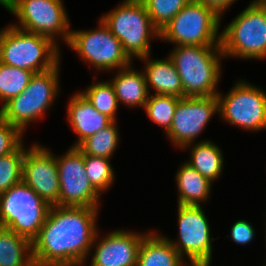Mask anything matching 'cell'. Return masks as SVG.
<instances>
[{
	"instance_id": "8",
	"label": "cell",
	"mask_w": 266,
	"mask_h": 266,
	"mask_svg": "<svg viewBox=\"0 0 266 266\" xmlns=\"http://www.w3.org/2000/svg\"><path fill=\"white\" fill-rule=\"evenodd\" d=\"M221 17L192 0L161 29L162 41L175 46H221Z\"/></svg>"
},
{
	"instance_id": "6",
	"label": "cell",
	"mask_w": 266,
	"mask_h": 266,
	"mask_svg": "<svg viewBox=\"0 0 266 266\" xmlns=\"http://www.w3.org/2000/svg\"><path fill=\"white\" fill-rule=\"evenodd\" d=\"M51 205L23 181L0 194V227L31 242L38 236Z\"/></svg>"
},
{
	"instance_id": "34",
	"label": "cell",
	"mask_w": 266,
	"mask_h": 266,
	"mask_svg": "<svg viewBox=\"0 0 266 266\" xmlns=\"http://www.w3.org/2000/svg\"><path fill=\"white\" fill-rule=\"evenodd\" d=\"M13 0H0L1 6H3L7 11L10 10Z\"/></svg>"
},
{
	"instance_id": "1",
	"label": "cell",
	"mask_w": 266,
	"mask_h": 266,
	"mask_svg": "<svg viewBox=\"0 0 266 266\" xmlns=\"http://www.w3.org/2000/svg\"><path fill=\"white\" fill-rule=\"evenodd\" d=\"M100 208L52 205L32 241L35 266H83L98 232Z\"/></svg>"
},
{
	"instance_id": "13",
	"label": "cell",
	"mask_w": 266,
	"mask_h": 266,
	"mask_svg": "<svg viewBox=\"0 0 266 266\" xmlns=\"http://www.w3.org/2000/svg\"><path fill=\"white\" fill-rule=\"evenodd\" d=\"M59 174V206L100 208V194L87 177L84 154L70 147L65 154L56 155Z\"/></svg>"
},
{
	"instance_id": "23",
	"label": "cell",
	"mask_w": 266,
	"mask_h": 266,
	"mask_svg": "<svg viewBox=\"0 0 266 266\" xmlns=\"http://www.w3.org/2000/svg\"><path fill=\"white\" fill-rule=\"evenodd\" d=\"M0 266H35L32 242L14 231L0 227Z\"/></svg>"
},
{
	"instance_id": "24",
	"label": "cell",
	"mask_w": 266,
	"mask_h": 266,
	"mask_svg": "<svg viewBox=\"0 0 266 266\" xmlns=\"http://www.w3.org/2000/svg\"><path fill=\"white\" fill-rule=\"evenodd\" d=\"M117 121H113L109 126L88 136L77 148L84 154L89 156L104 157L111 159L113 153L120 143L119 129Z\"/></svg>"
},
{
	"instance_id": "7",
	"label": "cell",
	"mask_w": 266,
	"mask_h": 266,
	"mask_svg": "<svg viewBox=\"0 0 266 266\" xmlns=\"http://www.w3.org/2000/svg\"><path fill=\"white\" fill-rule=\"evenodd\" d=\"M220 45L224 58H266V6L249 4L222 30Z\"/></svg>"
},
{
	"instance_id": "33",
	"label": "cell",
	"mask_w": 266,
	"mask_h": 266,
	"mask_svg": "<svg viewBox=\"0 0 266 266\" xmlns=\"http://www.w3.org/2000/svg\"><path fill=\"white\" fill-rule=\"evenodd\" d=\"M211 10H213L218 16L222 18L223 13L227 11L230 6L233 5L237 0H195Z\"/></svg>"
},
{
	"instance_id": "31",
	"label": "cell",
	"mask_w": 266,
	"mask_h": 266,
	"mask_svg": "<svg viewBox=\"0 0 266 266\" xmlns=\"http://www.w3.org/2000/svg\"><path fill=\"white\" fill-rule=\"evenodd\" d=\"M23 132L0 117V157L14 152L23 143Z\"/></svg>"
},
{
	"instance_id": "29",
	"label": "cell",
	"mask_w": 266,
	"mask_h": 266,
	"mask_svg": "<svg viewBox=\"0 0 266 266\" xmlns=\"http://www.w3.org/2000/svg\"><path fill=\"white\" fill-rule=\"evenodd\" d=\"M25 152L22 143L14 152L0 157V194L22 181Z\"/></svg>"
},
{
	"instance_id": "3",
	"label": "cell",
	"mask_w": 266,
	"mask_h": 266,
	"mask_svg": "<svg viewBox=\"0 0 266 266\" xmlns=\"http://www.w3.org/2000/svg\"><path fill=\"white\" fill-rule=\"evenodd\" d=\"M60 47L52 39L10 24L0 29V62L41 73L60 63Z\"/></svg>"
},
{
	"instance_id": "21",
	"label": "cell",
	"mask_w": 266,
	"mask_h": 266,
	"mask_svg": "<svg viewBox=\"0 0 266 266\" xmlns=\"http://www.w3.org/2000/svg\"><path fill=\"white\" fill-rule=\"evenodd\" d=\"M175 179L178 187L177 204L200 206L211 197L213 183L186 162L180 165Z\"/></svg>"
},
{
	"instance_id": "22",
	"label": "cell",
	"mask_w": 266,
	"mask_h": 266,
	"mask_svg": "<svg viewBox=\"0 0 266 266\" xmlns=\"http://www.w3.org/2000/svg\"><path fill=\"white\" fill-rule=\"evenodd\" d=\"M187 148H190L191 155L186 163L214 183L222 174L224 167L222 150L209 139L188 144L182 150Z\"/></svg>"
},
{
	"instance_id": "30",
	"label": "cell",
	"mask_w": 266,
	"mask_h": 266,
	"mask_svg": "<svg viewBox=\"0 0 266 266\" xmlns=\"http://www.w3.org/2000/svg\"><path fill=\"white\" fill-rule=\"evenodd\" d=\"M152 24L159 30L173 19L192 0H142Z\"/></svg>"
},
{
	"instance_id": "27",
	"label": "cell",
	"mask_w": 266,
	"mask_h": 266,
	"mask_svg": "<svg viewBox=\"0 0 266 266\" xmlns=\"http://www.w3.org/2000/svg\"><path fill=\"white\" fill-rule=\"evenodd\" d=\"M179 99V97L173 95L149 94L148 96V100L144 107L147 116L156 125L163 127L165 133H167L171 127Z\"/></svg>"
},
{
	"instance_id": "12",
	"label": "cell",
	"mask_w": 266,
	"mask_h": 266,
	"mask_svg": "<svg viewBox=\"0 0 266 266\" xmlns=\"http://www.w3.org/2000/svg\"><path fill=\"white\" fill-rule=\"evenodd\" d=\"M178 240L167 238L172 246L189 265L212 262V240L210 223L202 205L178 204Z\"/></svg>"
},
{
	"instance_id": "10",
	"label": "cell",
	"mask_w": 266,
	"mask_h": 266,
	"mask_svg": "<svg viewBox=\"0 0 266 266\" xmlns=\"http://www.w3.org/2000/svg\"><path fill=\"white\" fill-rule=\"evenodd\" d=\"M218 115L223 121L247 131L266 129V92L248 81L239 80L222 95L219 92Z\"/></svg>"
},
{
	"instance_id": "17",
	"label": "cell",
	"mask_w": 266,
	"mask_h": 266,
	"mask_svg": "<svg viewBox=\"0 0 266 266\" xmlns=\"http://www.w3.org/2000/svg\"><path fill=\"white\" fill-rule=\"evenodd\" d=\"M67 119L71 129L78 136L72 147H77L88 136L94 135L113 122L110 117L96 110L78 91L68 101Z\"/></svg>"
},
{
	"instance_id": "28",
	"label": "cell",
	"mask_w": 266,
	"mask_h": 266,
	"mask_svg": "<svg viewBox=\"0 0 266 266\" xmlns=\"http://www.w3.org/2000/svg\"><path fill=\"white\" fill-rule=\"evenodd\" d=\"M111 159L84 155L85 172L94 189L101 195L113 185L115 180Z\"/></svg>"
},
{
	"instance_id": "4",
	"label": "cell",
	"mask_w": 266,
	"mask_h": 266,
	"mask_svg": "<svg viewBox=\"0 0 266 266\" xmlns=\"http://www.w3.org/2000/svg\"><path fill=\"white\" fill-rule=\"evenodd\" d=\"M111 33L121 42L124 52L133 61L151 54L150 40L160 38L142 0H123L101 18Z\"/></svg>"
},
{
	"instance_id": "18",
	"label": "cell",
	"mask_w": 266,
	"mask_h": 266,
	"mask_svg": "<svg viewBox=\"0 0 266 266\" xmlns=\"http://www.w3.org/2000/svg\"><path fill=\"white\" fill-rule=\"evenodd\" d=\"M150 54L139 60L144 61L143 70L146 78L147 89L154 88L157 95H173L183 98V87L176 67L169 56L164 59H150ZM151 86V87H149Z\"/></svg>"
},
{
	"instance_id": "19",
	"label": "cell",
	"mask_w": 266,
	"mask_h": 266,
	"mask_svg": "<svg viewBox=\"0 0 266 266\" xmlns=\"http://www.w3.org/2000/svg\"><path fill=\"white\" fill-rule=\"evenodd\" d=\"M136 266H190L166 236L150 231L143 237Z\"/></svg>"
},
{
	"instance_id": "14",
	"label": "cell",
	"mask_w": 266,
	"mask_h": 266,
	"mask_svg": "<svg viewBox=\"0 0 266 266\" xmlns=\"http://www.w3.org/2000/svg\"><path fill=\"white\" fill-rule=\"evenodd\" d=\"M218 112L217 96L180 98L166 137L180 150L196 141Z\"/></svg>"
},
{
	"instance_id": "11",
	"label": "cell",
	"mask_w": 266,
	"mask_h": 266,
	"mask_svg": "<svg viewBox=\"0 0 266 266\" xmlns=\"http://www.w3.org/2000/svg\"><path fill=\"white\" fill-rule=\"evenodd\" d=\"M18 19L14 25L52 39L59 45L57 37L65 44L70 38V21L63 0H13L9 10Z\"/></svg>"
},
{
	"instance_id": "32",
	"label": "cell",
	"mask_w": 266,
	"mask_h": 266,
	"mask_svg": "<svg viewBox=\"0 0 266 266\" xmlns=\"http://www.w3.org/2000/svg\"><path fill=\"white\" fill-rule=\"evenodd\" d=\"M231 238L236 244L246 245L255 237V229L247 220L240 219L231 227Z\"/></svg>"
},
{
	"instance_id": "25",
	"label": "cell",
	"mask_w": 266,
	"mask_h": 266,
	"mask_svg": "<svg viewBox=\"0 0 266 266\" xmlns=\"http://www.w3.org/2000/svg\"><path fill=\"white\" fill-rule=\"evenodd\" d=\"M80 93L96 110L116 121L119 102L110 81H95Z\"/></svg>"
},
{
	"instance_id": "15",
	"label": "cell",
	"mask_w": 266,
	"mask_h": 266,
	"mask_svg": "<svg viewBox=\"0 0 266 266\" xmlns=\"http://www.w3.org/2000/svg\"><path fill=\"white\" fill-rule=\"evenodd\" d=\"M22 181L51 206H59L60 184L56 155L40 143L26 149Z\"/></svg>"
},
{
	"instance_id": "20",
	"label": "cell",
	"mask_w": 266,
	"mask_h": 266,
	"mask_svg": "<svg viewBox=\"0 0 266 266\" xmlns=\"http://www.w3.org/2000/svg\"><path fill=\"white\" fill-rule=\"evenodd\" d=\"M129 66L118 69L110 83L112 84L119 104L127 107H145L149 92L144 72ZM137 106V107H136Z\"/></svg>"
},
{
	"instance_id": "2",
	"label": "cell",
	"mask_w": 266,
	"mask_h": 266,
	"mask_svg": "<svg viewBox=\"0 0 266 266\" xmlns=\"http://www.w3.org/2000/svg\"><path fill=\"white\" fill-rule=\"evenodd\" d=\"M168 56L180 76L183 97H209L219 93L221 46H175Z\"/></svg>"
},
{
	"instance_id": "5",
	"label": "cell",
	"mask_w": 266,
	"mask_h": 266,
	"mask_svg": "<svg viewBox=\"0 0 266 266\" xmlns=\"http://www.w3.org/2000/svg\"><path fill=\"white\" fill-rule=\"evenodd\" d=\"M60 63L45 72L36 73L28 86L0 108V117L23 133L29 123L43 117L56 101L59 89Z\"/></svg>"
},
{
	"instance_id": "36",
	"label": "cell",
	"mask_w": 266,
	"mask_h": 266,
	"mask_svg": "<svg viewBox=\"0 0 266 266\" xmlns=\"http://www.w3.org/2000/svg\"><path fill=\"white\" fill-rule=\"evenodd\" d=\"M211 263H197V264H194V265H191V266H210Z\"/></svg>"
},
{
	"instance_id": "35",
	"label": "cell",
	"mask_w": 266,
	"mask_h": 266,
	"mask_svg": "<svg viewBox=\"0 0 266 266\" xmlns=\"http://www.w3.org/2000/svg\"><path fill=\"white\" fill-rule=\"evenodd\" d=\"M250 4L266 6V0H252Z\"/></svg>"
},
{
	"instance_id": "26",
	"label": "cell",
	"mask_w": 266,
	"mask_h": 266,
	"mask_svg": "<svg viewBox=\"0 0 266 266\" xmlns=\"http://www.w3.org/2000/svg\"><path fill=\"white\" fill-rule=\"evenodd\" d=\"M34 72L0 62V102L2 106L28 86Z\"/></svg>"
},
{
	"instance_id": "9",
	"label": "cell",
	"mask_w": 266,
	"mask_h": 266,
	"mask_svg": "<svg viewBox=\"0 0 266 266\" xmlns=\"http://www.w3.org/2000/svg\"><path fill=\"white\" fill-rule=\"evenodd\" d=\"M96 29H71L67 43L79 59L93 66L97 71H116L129 66L133 61L124 52L121 42L99 19Z\"/></svg>"
},
{
	"instance_id": "16",
	"label": "cell",
	"mask_w": 266,
	"mask_h": 266,
	"mask_svg": "<svg viewBox=\"0 0 266 266\" xmlns=\"http://www.w3.org/2000/svg\"><path fill=\"white\" fill-rule=\"evenodd\" d=\"M146 234L117 229L102 238L97 232L91 247L95 253L89 266H136L139 247Z\"/></svg>"
}]
</instances>
